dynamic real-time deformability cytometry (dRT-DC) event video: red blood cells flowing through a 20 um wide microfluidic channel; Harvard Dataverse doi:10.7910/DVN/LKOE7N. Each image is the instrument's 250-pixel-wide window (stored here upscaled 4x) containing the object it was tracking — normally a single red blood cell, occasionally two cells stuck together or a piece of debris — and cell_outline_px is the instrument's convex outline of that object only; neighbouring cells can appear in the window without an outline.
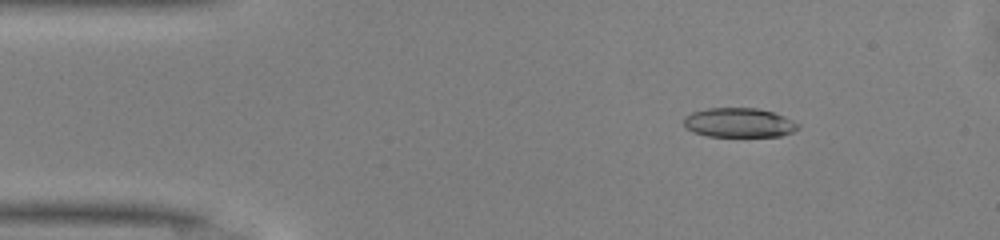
{"species": "common noctule bat (a hibernating species)", "species_latin": "Nyctalus noctula", "temperature_condition": "warm", "stored_images_in_passage": 49, "camera_frame_rate_fps": 3000, "um_per_image_px": 0.085, "animal": {"sex": "male", "body_mass_g": 13.0, "forearm_length_mm": 53.1}, "frame": {"image": 1, "passage_image": 7, "time_ms": 2.0, "image_size_px": [1000, 240], "cell_outline_px": [[800, 128], [792, 132], [780, 136], [708, 136], [692, 132], [684, 128], [684, 116], [692, 112], [708, 108], [756, 108], [772, 112], [784, 116], [800, 124]], "centroid_in_image_um": [62.79, 10.43], "position_along_channel_um": 22.2, "area_um2": 19.65}}
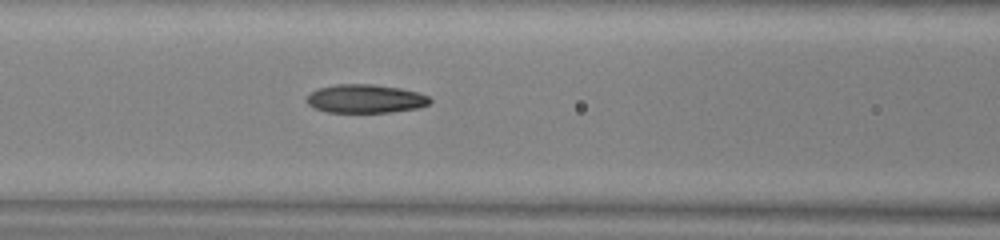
{"frame": {"image": 2, "passage_image": 20, "time_ms": 6.333, "image_size_px": [1000, 240], "cell_outline_px": [[432, 100], [428, 104], [420, 108], [392, 112], [328, 112], [312, 108], [308, 104], [308, 96], [316, 88], [336, 84], [372, 84], [400, 88], [416, 92], [428, 96]], "centroid_in_image_um": [31.06, 8.39], "position_along_channel_um": 135.5, "area_um2": 20.52}}
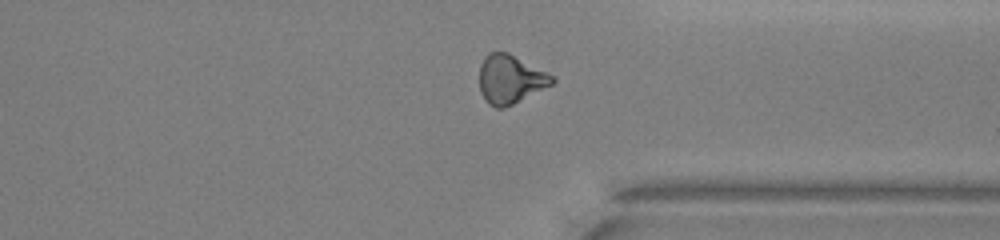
{"frame": {"image": 3, "passage_image": 37, "time_ms": 12.0, "image_size_px": [1000, 240], "cell_outline_px": [[556, 80], [552, 84], [504, 108], [496, 108], [488, 104], [480, 92], [480, 64], [484, 56], [488, 52], [508, 52], [556, 76]], "centroid_in_image_um": [43.37, 6.72], "position_along_channel_um": 368.0, "area_um2": 20.69}, "authors_computed_cell_mechanics": {"area_um2": 20.6346, "velocity_mm_per_s": 4.1568, "shape_relaxation_time_tau1_ms": 9.9236, "shape_relaxation_time_tau2_ms": 3.4233, "deformation_change_tau1": 0.2533, "deformation_change_tau2": 0.1189}}